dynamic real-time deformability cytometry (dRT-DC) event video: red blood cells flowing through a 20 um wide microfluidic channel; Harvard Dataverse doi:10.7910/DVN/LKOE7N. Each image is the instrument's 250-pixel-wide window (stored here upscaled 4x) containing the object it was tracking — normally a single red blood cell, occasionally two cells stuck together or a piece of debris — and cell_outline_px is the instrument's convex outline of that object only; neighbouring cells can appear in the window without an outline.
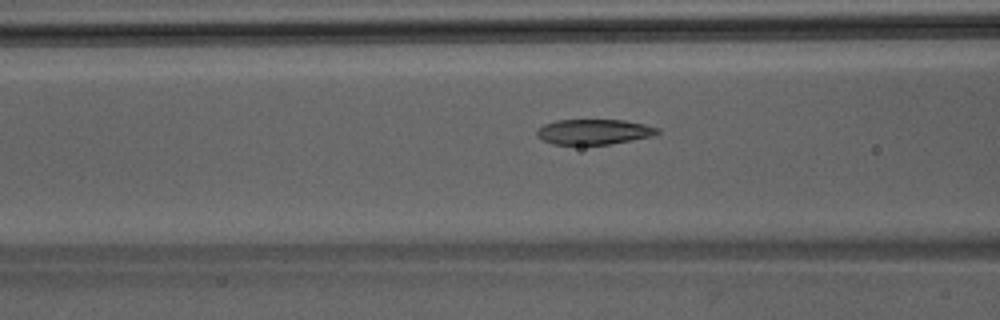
{"species": "Egyptian fruit bat (a non-hibernating species)", "species_latin": "Rousettus aegyptiacus", "temperature_condition": "room temperature", "stored_images_in_passage": 40, "camera_frame_rate_fps": 3000, "um_per_image_px": 0.085, "animal": {"sex": "male"}, "frame": {"image": 1, "passage_image": 12, "time_ms": 3.667, "image_size_px": [1000, 320], "cell_outline_px": [[660, 132], [648, 136], [632, 140], [608, 144], [552, 144], [536, 136], [536, 128], [544, 124], [556, 120], [624, 120], [644, 124], [660, 128]], "centroid_in_image_um": [50.43, 11.19], "position_along_channel_um": 116.2, "area_um2": 17.63}}
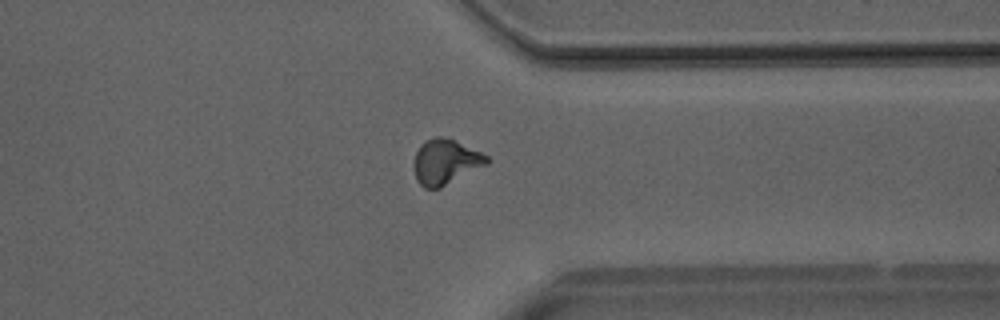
{"frame": {"image": 2, "passage_image": 30, "time_ms": 9.667, "image_size_px": [1000, 320], "cell_outline_px": [[488, 164], [440, 188], [424, 188], [416, 180], [412, 164], [416, 152], [420, 144], [424, 140], [436, 136], [440, 136], [452, 140], [480, 152], [488, 156]], "centroid_in_image_um": [37.82, 13.77], "position_along_channel_um": 373.6, "area_um2": 19.13}}
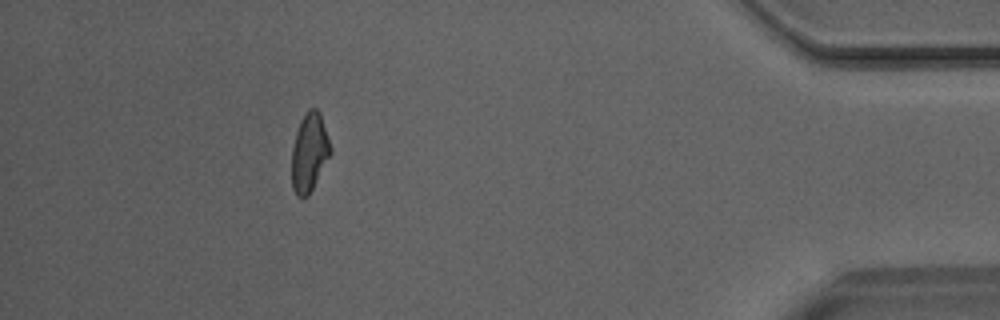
{"frame": {"image": 3, "passage_image": 36, "time_ms": 11.667, "image_size_px": [1000, 320], "cell_outline_px": [[332, 152], [308, 196], [296, 196], [292, 188], [292, 148], [296, 132], [300, 120], [308, 108], [316, 108], [320, 112], [332, 148]], "centroid_in_image_um": [26.3, 12.93], "position_along_channel_um": 408.9, "area_um2": 17.74}}